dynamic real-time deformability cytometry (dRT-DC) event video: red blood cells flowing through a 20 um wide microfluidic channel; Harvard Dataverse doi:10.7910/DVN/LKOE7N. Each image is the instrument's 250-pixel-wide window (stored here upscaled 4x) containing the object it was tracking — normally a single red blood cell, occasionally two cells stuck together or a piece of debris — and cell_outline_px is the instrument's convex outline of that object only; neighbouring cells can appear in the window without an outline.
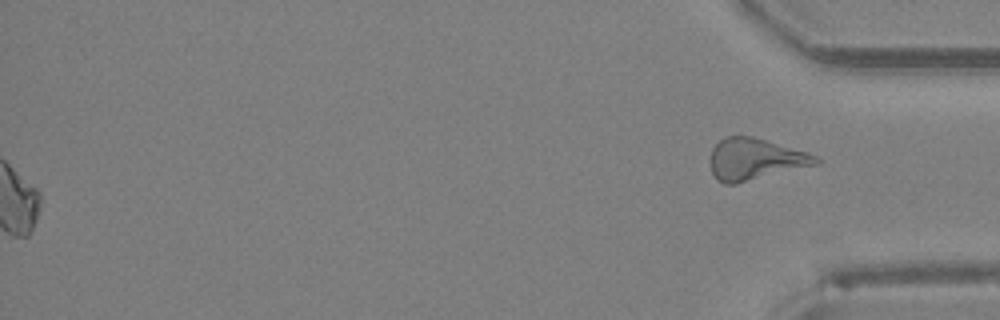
{"species": "Egyptian fruit bat (a non-hibernating species)", "species_latin": "Rousettus aegyptiacus", "temperature_condition": "room temperature", "stored_images_in_passage": 38, "segment_of_instrument_passage": [2, 2], "camera_frame_rate_fps": 3000, "um_per_image_px": 0.085, "animal": {"sex": "female"}, "frame": {"image": 1, "passage_image": 38, "time_ms": 12.333, "image_size_px": [1000, 320], "cell_outline_px": [[824, 160], [820, 164], [736, 184], [724, 184], [716, 180], [712, 172], [712, 148], [724, 136], [752, 136], [808, 152]], "centroid_in_image_um": [64.24, 13.54], "position_along_channel_um": 371.0, "area_um2": 25.72}}